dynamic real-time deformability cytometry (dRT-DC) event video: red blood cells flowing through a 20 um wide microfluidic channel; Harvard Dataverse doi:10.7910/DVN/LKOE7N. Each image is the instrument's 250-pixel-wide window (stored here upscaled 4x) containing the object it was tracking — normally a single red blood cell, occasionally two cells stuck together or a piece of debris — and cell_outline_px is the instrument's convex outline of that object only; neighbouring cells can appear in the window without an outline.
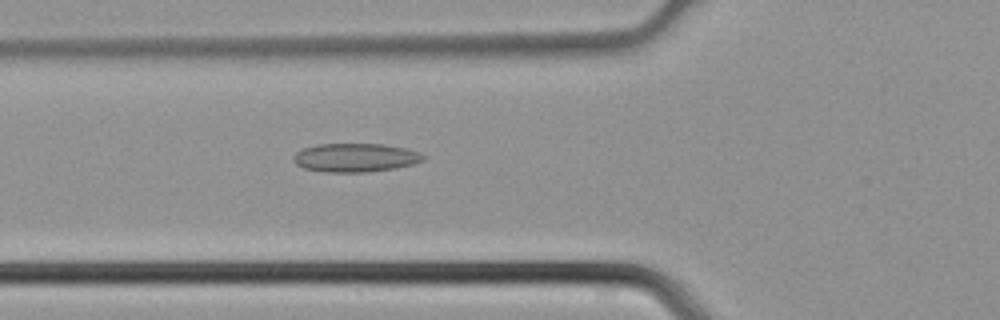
{"species": "common noctule bat (a hibernating species)", "species_latin": "Nyctalus noctula", "temperature_condition": "cold", "stored_images_in_passage": 44, "camera_frame_rate_fps": 3000, "um_per_image_px": 0.085, "animal": {"sex": "male", "body_mass_g": 21.5, "forearm_length_mm": 52.0}, "frame": {"image": 1, "passage_image": 16, "time_ms": 5.0, "image_size_px": [1000, 320], "cell_outline_px": [[428, 156], [424, 160], [412, 164], [396, 168], [368, 172], [324, 172], [304, 168], [296, 164], [292, 160], [292, 156], [296, 152], [304, 148], [316, 144], [384, 144], [404, 148]], "centroid_in_image_um": [30.18, 13.4], "position_along_channel_um": 95.6, "area_um2": 21.73}}
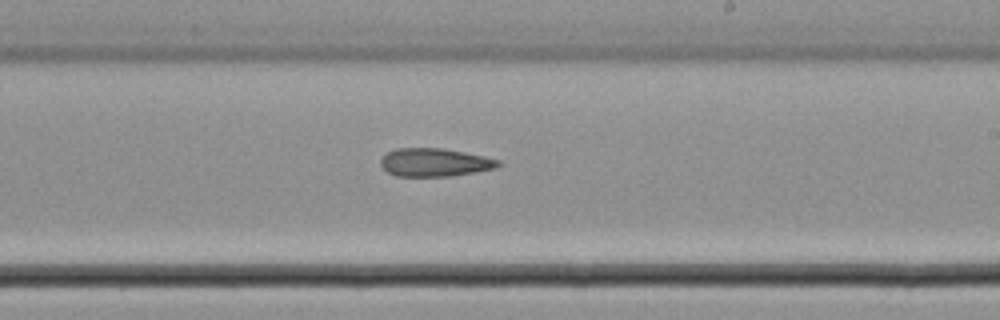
{"frame": {"image": 2, "passage_image": 26, "time_ms": 8.333, "image_size_px": [1000, 320], "cell_outline_px": [[500, 164], [496, 168], [476, 172], [452, 176], [396, 176], [388, 172], [380, 164], [380, 160], [388, 152], [396, 148], [444, 148], [484, 156], [500, 160]], "centroid_in_image_um": [36.96, 13.8], "position_along_channel_um": 252.0, "area_um2": 19.31}}
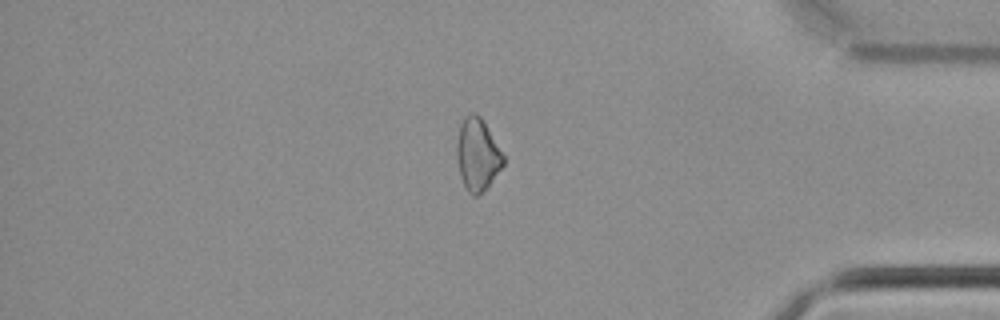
{"frame": {"image": 3, "passage_image": 37, "time_ms": 12.0, "image_size_px": [1000, 320], "cell_outline_px": [[504, 164], [488, 184], [476, 196], [472, 196], [468, 192], [460, 176], [456, 156], [456, 144], [460, 124], [464, 116], [472, 112], [476, 112], [484, 120], [504, 156]], "centroid_in_image_um": [40.56, 13.08], "position_along_channel_um": 394.6, "area_um2": 19.48}}